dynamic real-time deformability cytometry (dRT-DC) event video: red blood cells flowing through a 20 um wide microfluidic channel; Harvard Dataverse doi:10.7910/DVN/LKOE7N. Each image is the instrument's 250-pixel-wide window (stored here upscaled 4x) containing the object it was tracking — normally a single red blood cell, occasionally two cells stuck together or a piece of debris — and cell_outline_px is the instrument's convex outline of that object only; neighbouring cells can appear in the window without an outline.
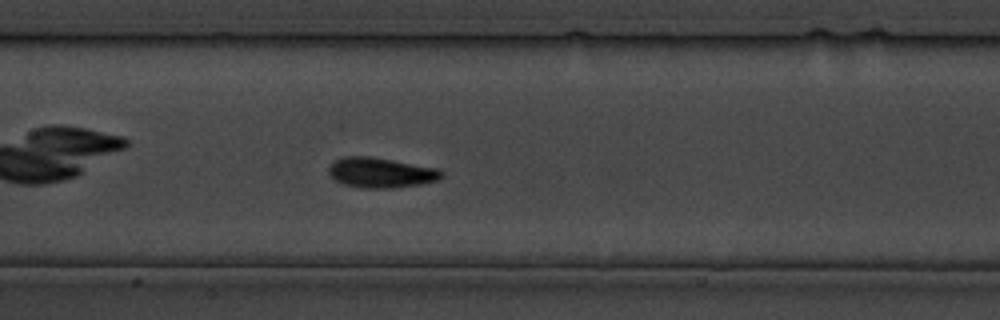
{"species": "common noctule bat (a hibernating species)", "species_latin": "Nyctalus noctula", "temperature_condition": "cold", "stored_images_in_passage": 19, "camera_frame_rate_fps": 3000, "um_per_image_px": 0.085, "animal": {"sex": "male", "body_mass_g": 19.5, "forearm_length_mm": 54.6}, "frame": {"image": 1, "passage_image": 19, "time_ms": 21.667, "image_size_px": [1000, 320], "cell_outline_px": [[444, 176], [440, 180], [420, 184], [392, 188], [364, 188], [344, 184], [336, 180], [328, 172], [328, 168], [336, 160], [344, 156], [368, 156], [440, 168], [444, 172]], "centroid_in_image_um": [32.44, 14.67], "position_along_channel_um": 175.0, "area_um2": 19.83}}